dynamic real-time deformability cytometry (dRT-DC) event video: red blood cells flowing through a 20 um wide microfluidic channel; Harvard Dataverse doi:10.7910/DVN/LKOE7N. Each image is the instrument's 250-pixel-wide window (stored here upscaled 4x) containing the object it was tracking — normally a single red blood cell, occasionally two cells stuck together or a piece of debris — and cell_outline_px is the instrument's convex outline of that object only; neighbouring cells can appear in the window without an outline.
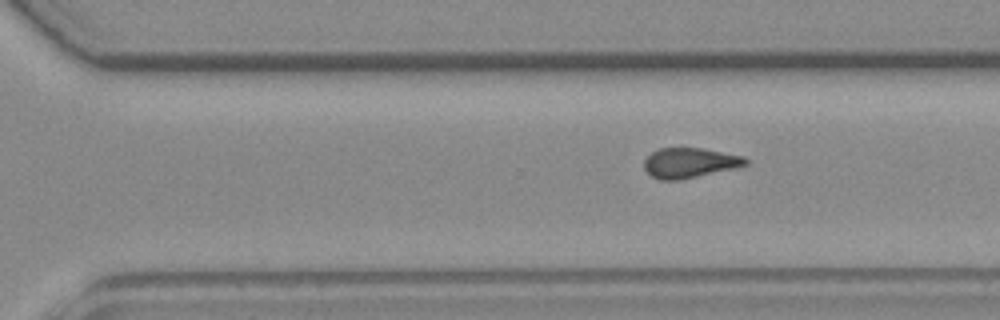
{"species": "common noctule bat (a hibernating species)", "species_latin": "Nyctalus noctula", "temperature_condition": "room temperature", "stored_images_in_passage": 10, "segment_of_instrument_passage": [2, 2], "camera_frame_rate_fps": 3000, "um_per_image_px": 0.085, "animal": {"sex": "female", "body_mass_g": 19.3, "forearm_length_mm": 54.1}, "frame": {"image": 1, "passage_image": 10, "time_ms": 11.333, "image_size_px": [1000, 320], "cell_outline_px": [[748, 164], [732, 168], [680, 180], [660, 180], [652, 176], [644, 168], [644, 160], [652, 152], [660, 148], [704, 148], [744, 156], [748, 160]], "centroid_in_image_um": [58.61, 13.83], "position_along_channel_um": 312.0, "area_um2": 17.57}}